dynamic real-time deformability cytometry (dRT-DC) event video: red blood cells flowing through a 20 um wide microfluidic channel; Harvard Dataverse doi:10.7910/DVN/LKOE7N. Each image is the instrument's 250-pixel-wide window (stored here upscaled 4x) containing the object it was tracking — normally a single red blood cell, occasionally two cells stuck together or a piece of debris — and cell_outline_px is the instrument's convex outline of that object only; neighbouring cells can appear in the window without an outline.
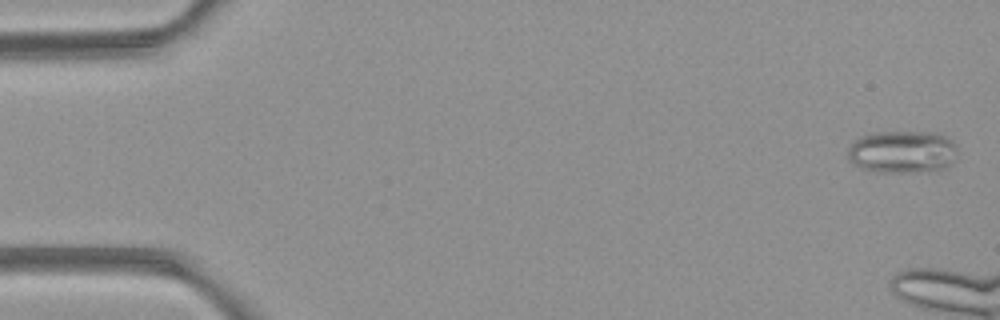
{"species": "common noctule bat (a hibernating species)", "species_latin": "Nyctalus noctula", "temperature_condition": "room temperature", "stored_images_in_passage": 4, "camera_frame_rate_fps": 3000, "um_per_image_px": 0.085, "animal": {"sex": "female", "body_mass_g": 21.9}, "frame": {"image": 1, "passage_image": 1, "time_ms": 0.0, "image_size_px": [1000, 320], "cell_outline_px": [[956, 156], [952, 164], [948, 168], [936, 172], [876, 172], [864, 168], [848, 160], [848, 148], [852, 140], [876, 132], [940, 132], [956, 148]], "centroid_in_image_um": [76.73, 12.93], "position_along_channel_um": 8.3, "area_um2": 27.46}}